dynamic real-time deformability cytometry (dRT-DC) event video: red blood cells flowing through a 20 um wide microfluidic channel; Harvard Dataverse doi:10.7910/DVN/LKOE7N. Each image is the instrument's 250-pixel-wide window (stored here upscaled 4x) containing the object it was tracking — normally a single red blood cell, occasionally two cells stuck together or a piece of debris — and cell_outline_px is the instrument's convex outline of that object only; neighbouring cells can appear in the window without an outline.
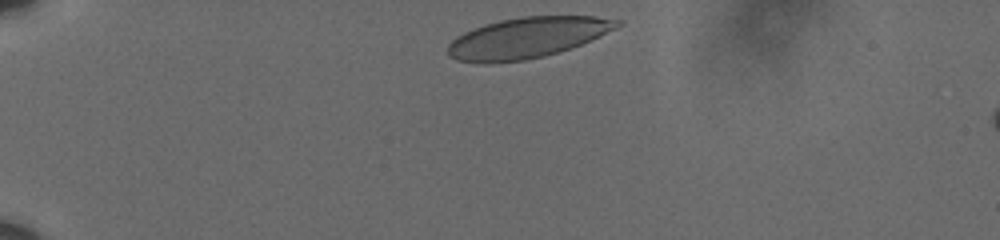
{"species": "human", "species_latin": "Homo sapiens", "temperature_condition": "cold", "stored_images_in_passage": 14, "camera_frame_rate_fps": 3000, "um_per_image_px": 0.085, "donor": {"sex": "male"}, "frame": {"image": 1, "passage_image": 1, "time_ms": 0.0, "image_size_px": [1000, 240], "cell_outline_px": [[624, 24], [616, 28], [580, 44], [544, 56], [524, 60], [456, 60], [448, 56], [448, 44], [456, 36], [464, 32], [484, 24], [500, 20], [520, 16], [596, 16], [620, 20]], "centroid_in_image_um": [44.85, 3.15], "position_along_channel_um": 40.2, "area_um2": 39.07}}
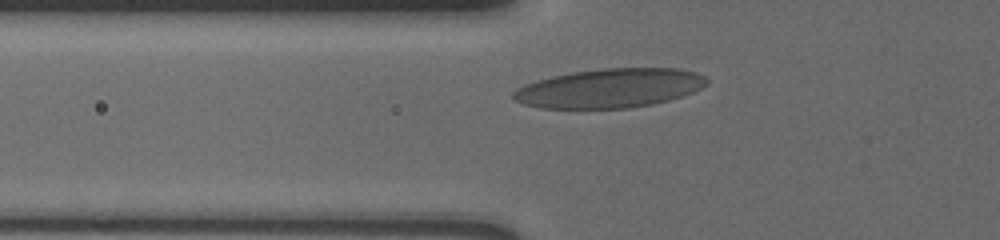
{"frame": {"image": 2, "passage_image": 9, "time_ms": 2.667, "image_size_px": [1000, 240], "cell_outline_px": [[708, 84], [692, 92], [668, 100], [652, 104], [628, 108], [540, 108], [524, 104], [516, 100], [512, 96], [512, 92], [516, 88], [524, 84], [536, 80], [552, 76], [572, 72], [604, 68], [680, 68], [696, 72], [704, 76], [708, 80]], "centroid_in_image_um": [51.81, 7.49], "position_along_channel_um": 74.0, "area_um2": 44.1}}
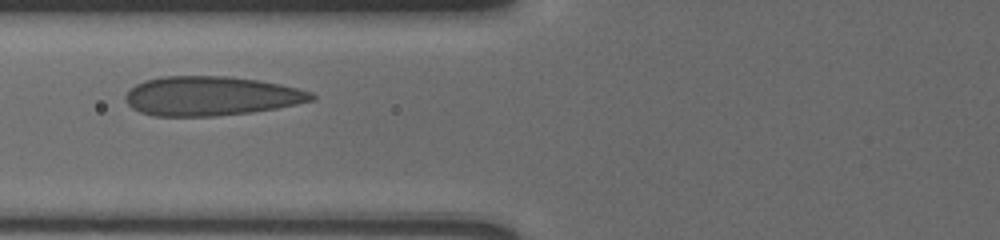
{"frame": {"image": 3, "passage_image": 12, "time_ms": 3.667, "image_size_px": [1000, 240], "cell_outline_px": [[316, 100], [276, 108], [252, 112], [216, 116], [156, 116], [140, 112], [132, 108], [124, 100], [124, 96], [136, 84], [144, 80], [160, 76], [228, 76], [256, 80], [280, 84], [312, 92], [316, 96]], "centroid_in_image_um": [17.92, 8.16], "position_along_channel_um": 107.9, "area_um2": 42.66}}